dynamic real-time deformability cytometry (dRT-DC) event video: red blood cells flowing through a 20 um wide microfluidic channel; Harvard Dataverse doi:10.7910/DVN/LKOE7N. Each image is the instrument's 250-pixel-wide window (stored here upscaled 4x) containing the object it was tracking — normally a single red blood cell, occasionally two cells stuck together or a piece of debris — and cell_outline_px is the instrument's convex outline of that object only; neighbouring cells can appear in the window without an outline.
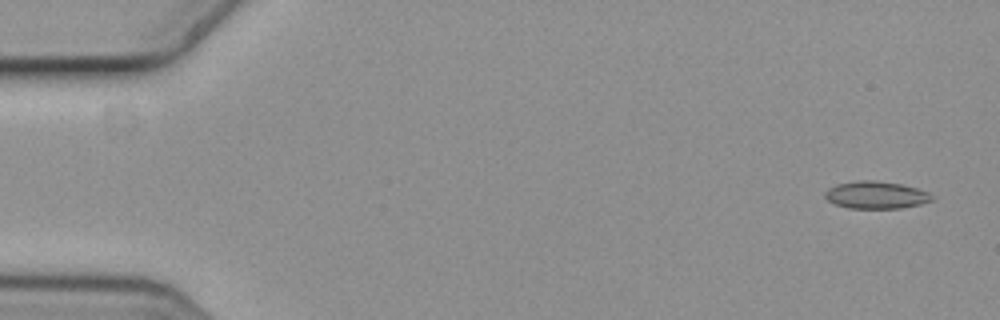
{"species": "common noctule bat (a hibernating species)", "species_latin": "Nyctalus noctula", "temperature_condition": "cold", "stored_images_in_passage": 3, "camera_frame_rate_fps": 3000, "um_per_image_px": 0.085, "animal": {"sex": "female", "body_mass_g": 19.3, "forearm_length_mm": 54.1}, "frame": {"image": 1, "passage_image": 1, "time_ms": 0.0, "image_size_px": [1000, 320], "cell_outline_px": [[936, 196], [932, 200], [920, 204], [900, 208], [848, 208], [836, 204], [828, 200], [824, 196], [824, 192], [828, 188], [836, 184], [860, 180], [872, 180], [900, 184], [916, 188], [928, 192]], "centroid_in_image_um": [74.46, 16.57], "position_along_channel_um": 10.5, "area_um2": 16.99}}